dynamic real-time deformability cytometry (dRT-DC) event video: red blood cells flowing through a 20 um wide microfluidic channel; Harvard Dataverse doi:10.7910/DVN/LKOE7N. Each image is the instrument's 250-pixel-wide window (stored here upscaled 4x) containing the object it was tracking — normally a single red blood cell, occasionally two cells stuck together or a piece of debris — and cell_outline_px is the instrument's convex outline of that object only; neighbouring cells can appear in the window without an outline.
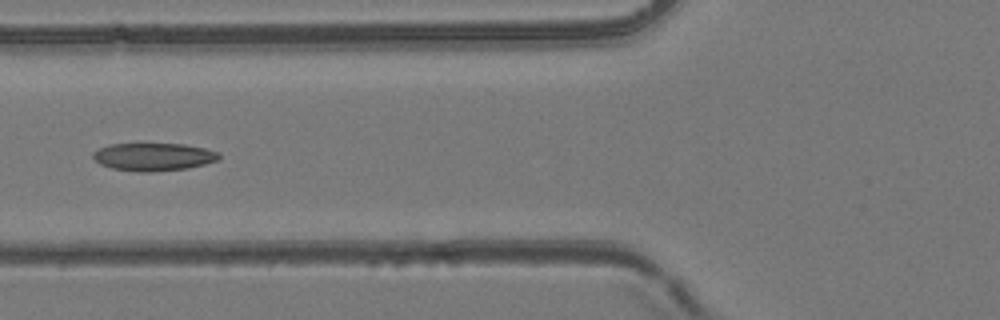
{"species": "common noctule bat (a hibernating species)", "species_latin": "Nyctalus noctula", "temperature_condition": "room temperature", "stored_images_in_passage": 53, "camera_frame_rate_fps": 3000, "um_per_image_px": 0.085, "animal": {"sex": "female", "body_mass_g": 24.6, "forearm_length_mm": 56.2}, "frame": {"image": 1, "passage_image": 21, "time_ms": 6.667, "image_size_px": [1000, 320], "cell_outline_px": [[220, 160], [188, 168], [152, 172], [136, 172], [112, 168], [100, 164], [92, 156], [92, 152], [108, 144], [184, 144], [204, 148], [220, 152]], "centroid_in_image_um": [13.06, 13.33], "position_along_channel_um": 112.7, "area_um2": 20.52}}
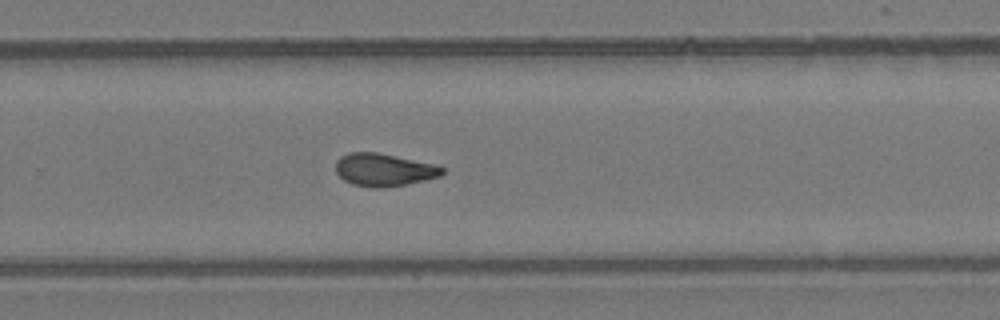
{"frame": {"image": 2, "passage_image": 35, "time_ms": 11.333, "image_size_px": [1000, 320], "cell_outline_px": [[444, 172], [440, 176], [408, 184], [384, 188], [372, 188], [352, 184], [344, 180], [336, 172], [336, 160], [340, 156], [348, 152], [376, 152], [432, 164], [444, 168]], "centroid_in_image_um": [32.59, 14.44], "position_along_channel_um": 297.2, "area_um2": 20.23}}
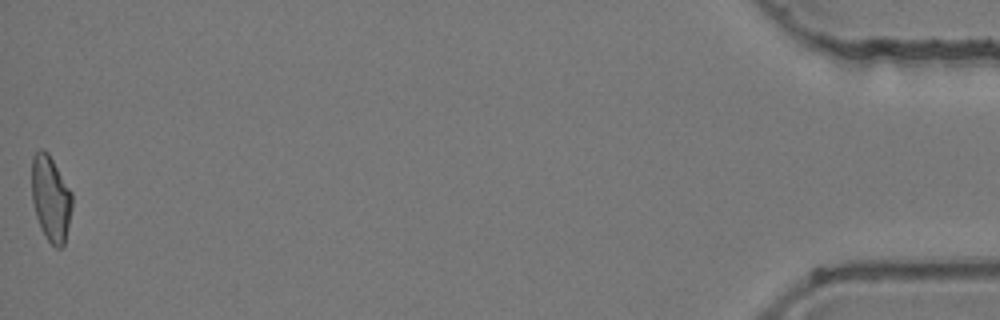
{"frame": {"image": 3, "passage_image": 53, "time_ms": 17.333, "image_size_px": [1000, 320], "cell_outline_px": [[72, 208], [64, 244], [60, 248], [56, 248], [48, 240], [40, 228], [36, 216], [32, 200], [32, 156], [40, 148], [48, 152], [72, 192]], "centroid_in_image_um": [4.31, 16.86], "position_along_channel_um": 430.9, "area_um2": 20.11}, "authors_computed_cell_mechanics": {"area_um2": 20.519, "velocity_mm_per_s": 3.9463, "shape_relaxation_time_tau1_ms": null, "shape_relaxation_time_tau2_ms": 2.6492, "deformation_change_tau1": null, "deformation_change_tau2": 0.0866}}